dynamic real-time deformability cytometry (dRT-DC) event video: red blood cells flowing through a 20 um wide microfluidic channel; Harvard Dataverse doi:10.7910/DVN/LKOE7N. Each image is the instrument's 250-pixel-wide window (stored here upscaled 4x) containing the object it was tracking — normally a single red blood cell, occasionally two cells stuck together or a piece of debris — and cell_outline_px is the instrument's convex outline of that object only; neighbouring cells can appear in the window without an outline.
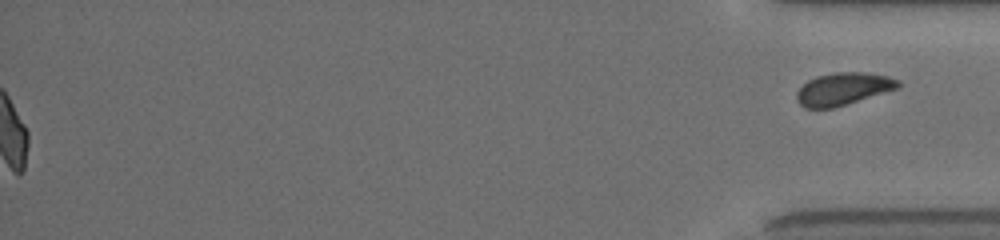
{"species": "common noctule bat (a hibernating species)", "species_latin": "Nyctalus noctula", "temperature_condition": "room temperature", "stored_images_in_passage": 54, "segment_of_instrument_passage": [2, 2], "camera_frame_rate_fps": 3000, "um_per_image_px": 0.085, "animal": {"sex": "female", "body_mass_g": 19.5, "forearm_length_mm": 54.1}, "frame": {"image": 1, "passage_image": 54, "time_ms": 17.667, "image_size_px": [1000, 240], "cell_outline_px": [[900, 88], [832, 108], [804, 108], [796, 100], [796, 92], [808, 80], [816, 76], [836, 72], [864, 72], [888, 76], [900, 80]], "centroid_in_image_um": [71.68, 7.55], "position_along_channel_um": 363.5, "area_um2": 19.19}}